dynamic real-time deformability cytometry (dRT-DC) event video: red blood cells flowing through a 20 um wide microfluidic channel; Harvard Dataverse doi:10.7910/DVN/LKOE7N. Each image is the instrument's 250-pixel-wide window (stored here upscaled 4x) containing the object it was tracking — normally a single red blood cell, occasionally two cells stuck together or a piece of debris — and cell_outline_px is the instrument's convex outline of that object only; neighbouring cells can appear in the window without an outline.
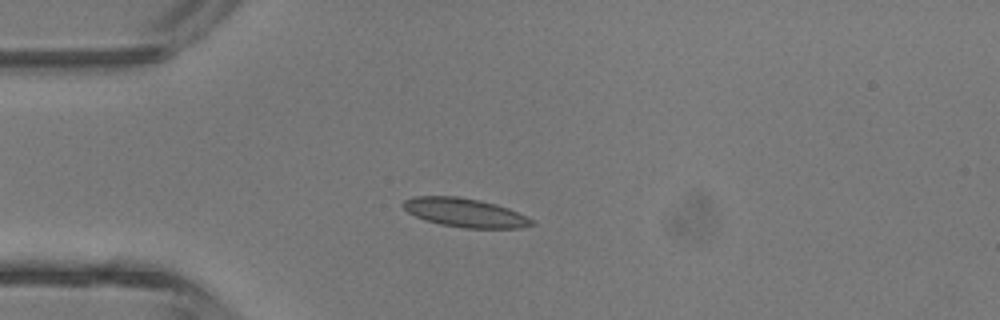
{"species": "common noctule bat (a hibernating species)", "species_latin": "Nyctalus noctula", "temperature_condition": "room temperature", "stored_images_in_passage": 4, "camera_frame_rate_fps": 3000, "um_per_image_px": 0.085, "animal": {"sex": "male", "body_mass_g": 13.3}, "frame": {"image": 1, "passage_image": 3, "time_ms": 2.333, "image_size_px": [1000, 320], "cell_outline_px": [[536, 224], [520, 228], [464, 228], [440, 224], [424, 220], [408, 212], [400, 204], [404, 200], [412, 196], [460, 196], [480, 200], [496, 204], [508, 208], [536, 220]], "centroid_in_image_um": [39.53, 18.07], "position_along_channel_um": 45.5, "area_um2": 21.85}}